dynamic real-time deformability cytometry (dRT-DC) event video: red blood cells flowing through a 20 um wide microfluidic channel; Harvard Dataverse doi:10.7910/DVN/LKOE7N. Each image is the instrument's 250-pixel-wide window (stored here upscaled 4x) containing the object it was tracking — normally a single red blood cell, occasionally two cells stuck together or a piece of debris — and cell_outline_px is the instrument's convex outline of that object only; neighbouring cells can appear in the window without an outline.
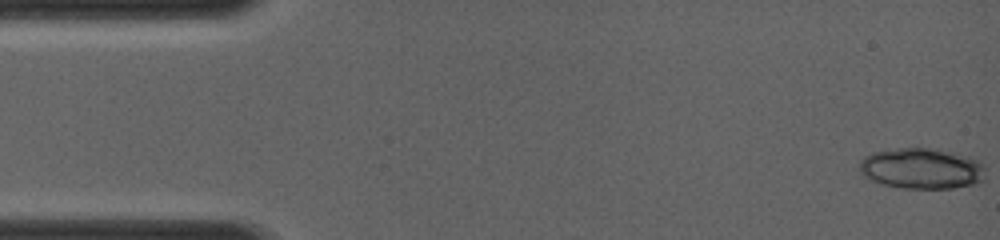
{"species": "common noctule bat (a hibernating species)", "species_latin": "Nyctalus noctula", "temperature_condition": "room temperature", "stored_images_in_passage": 15, "camera_frame_rate_fps": 4000, "um_per_image_px": 0.085, "animal": {"sex": "female", "body_mass_g": 19.0, "forearm_length_mm": 56.7}, "frame": {"image": 1, "passage_image": 1, "time_ms": 0.0, "image_size_px": [1000, 240], "cell_outline_px": [[984, 180], [976, 184], [952, 188], [904, 188], [880, 184], [860, 176], [860, 160], [864, 156], [872, 152], [896, 148], [936, 148], [972, 156], [984, 168]], "centroid_in_image_um": [78.31, 14.32], "position_along_channel_um": 6.7, "area_um2": 30.4}}